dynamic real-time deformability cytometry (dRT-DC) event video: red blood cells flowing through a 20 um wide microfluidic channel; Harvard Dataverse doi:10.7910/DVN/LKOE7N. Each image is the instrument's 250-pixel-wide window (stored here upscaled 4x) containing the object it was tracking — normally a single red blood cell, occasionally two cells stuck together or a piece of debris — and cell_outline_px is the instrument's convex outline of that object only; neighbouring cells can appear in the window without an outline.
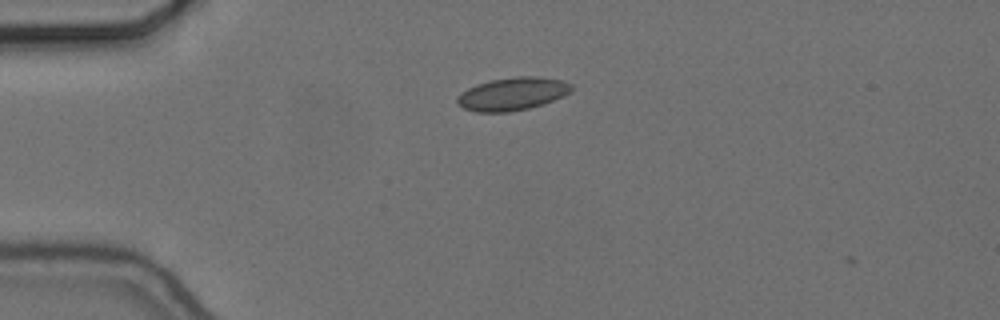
{"species": "common noctule bat (a hibernating species)", "species_latin": "Nyctalus noctula", "temperature_condition": "cold", "stored_images_in_passage": 3, "camera_frame_rate_fps": 3000, "um_per_image_px": 0.085, "animal": {"sex": "female", "body_mass_g": 24.6, "forearm_length_mm": 56.2}, "frame": {"image": 1, "passage_image": 2, "time_ms": 0.333, "image_size_px": [1000, 320], "cell_outline_px": [[572, 92], [564, 96], [544, 104], [528, 108], [508, 112], [476, 112], [464, 108], [456, 104], [456, 96], [468, 88], [476, 84], [492, 80], [516, 76], [540, 76], [564, 80], [572, 84]], "centroid_in_image_um": [43.58, 7.97], "position_along_channel_um": 41.4, "area_um2": 22.2}}